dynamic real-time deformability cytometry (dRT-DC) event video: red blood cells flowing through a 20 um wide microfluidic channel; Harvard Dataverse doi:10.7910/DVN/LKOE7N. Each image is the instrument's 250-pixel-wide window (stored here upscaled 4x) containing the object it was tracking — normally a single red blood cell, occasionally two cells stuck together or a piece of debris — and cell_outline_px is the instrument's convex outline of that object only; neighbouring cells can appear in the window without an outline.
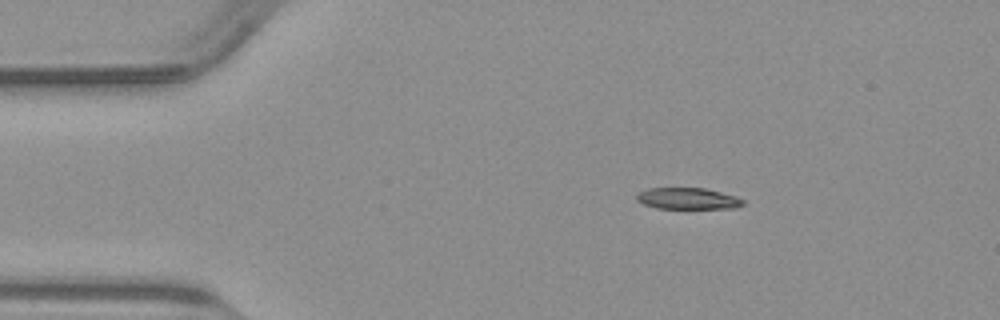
{"species": "common noctule bat (a hibernating species)", "species_latin": "Nyctalus noctula", "temperature_condition": "warm", "stored_images_in_passage": 44, "segment_of_instrument_passage": [1, 2], "camera_frame_rate_fps": 3000, "um_per_image_px": 0.085, "animal": {"sex": "male", "body_mass_g": 23.1, "forearm_length_mm": 52.7}, "frame": {"image": 1, "passage_image": 1, "time_ms": 0.0, "image_size_px": [1000, 320], "cell_outline_px": [[744, 204], [732, 208], [656, 208], [644, 204], [636, 200], [636, 196], [640, 192], [648, 188], [704, 188], [736, 196], [744, 200]], "centroid_in_image_um": [58.45, 16.87], "position_along_channel_um": 26.6, "area_um2": 13.12}}
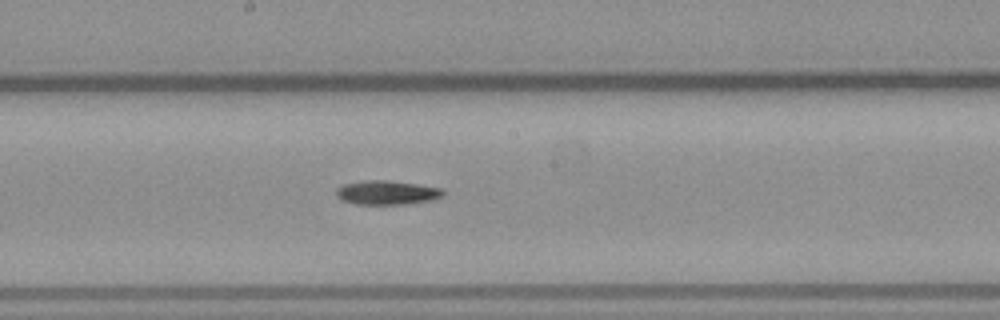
{"frame": {"image": 2, "passage_image": 19, "time_ms": 6.0, "image_size_px": [1000, 320], "cell_outline_px": [[444, 196], [432, 200], [404, 204], [356, 204], [340, 200], [336, 196], [336, 188], [344, 184], [364, 180], [388, 180], [420, 184], [440, 188], [444, 192]], "centroid_in_image_um": [32.87, 16.36], "position_along_channel_um": 215.3, "area_um2": 15.14}}
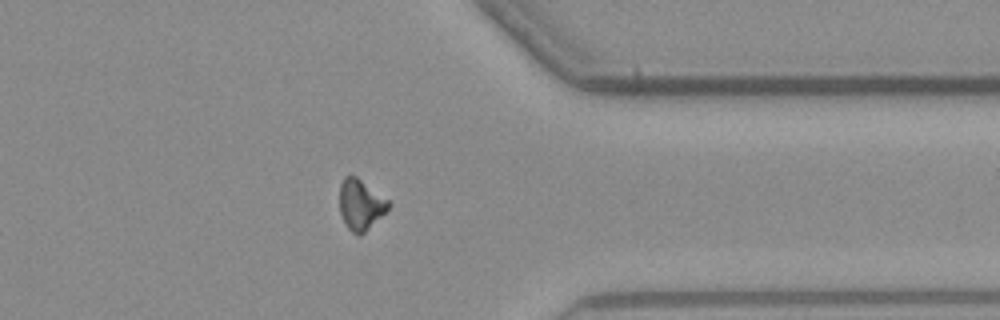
{"frame": {"image": 3, "passage_image": 32, "time_ms": 10.333, "image_size_px": [1000, 320], "cell_outline_px": [[388, 208], [360, 236], [356, 236], [344, 224], [340, 212], [340, 184], [344, 176], [356, 176], [388, 200]], "centroid_in_image_um": [30.6, 17.4], "position_along_channel_um": 380.8, "area_um2": 14.05}}